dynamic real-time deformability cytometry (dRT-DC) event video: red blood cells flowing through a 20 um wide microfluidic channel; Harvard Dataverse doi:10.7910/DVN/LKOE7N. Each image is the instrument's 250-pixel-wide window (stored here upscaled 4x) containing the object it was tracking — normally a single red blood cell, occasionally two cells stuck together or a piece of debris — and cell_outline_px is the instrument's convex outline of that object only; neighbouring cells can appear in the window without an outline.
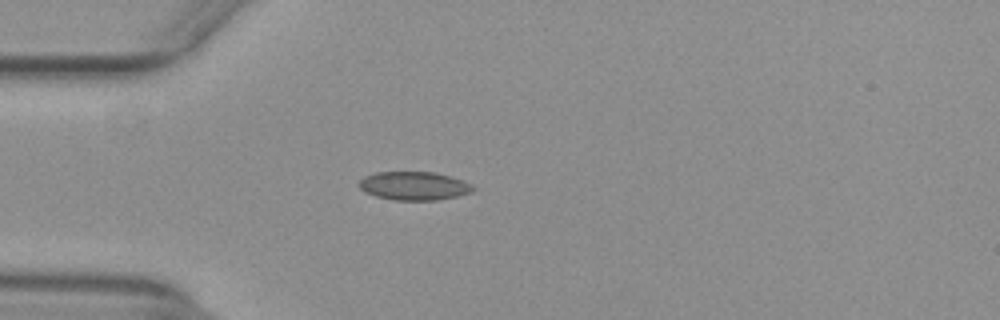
{"species": "common noctule bat (a hibernating species)", "species_latin": "Nyctalus noctula", "temperature_condition": "warm", "stored_images_in_passage": 45, "camera_frame_rate_fps": 3000, "um_per_image_px": 0.085, "animal": {"sex": "female", "body_mass_g": 29.2, "forearm_length_mm": 56.3}, "frame": {"image": 1, "passage_image": 14, "time_ms": 4.333, "image_size_px": [1000, 320], "cell_outline_px": [[476, 188], [472, 192], [456, 196], [436, 200], [396, 200], [376, 196], [364, 192], [356, 184], [364, 176], [376, 172], [436, 172], [452, 176], [464, 180], [472, 184]], "centroid_in_image_um": [35.2, 15.79], "position_along_channel_um": 49.8, "area_um2": 19.13}}
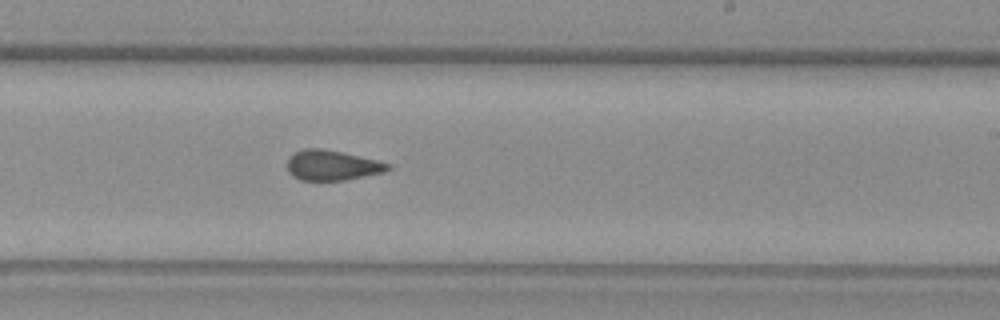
{"frame": {"image": 2, "passage_image": 31, "time_ms": 10.0, "image_size_px": [1000, 320], "cell_outline_px": [[392, 168], [384, 172], [344, 180], [300, 180], [292, 176], [288, 172], [288, 156], [304, 148], [320, 148], [340, 152], [376, 160], [392, 164]], "centroid_in_image_um": [28.22, 14.05], "position_along_channel_um": 260.8, "area_um2": 17.57}}
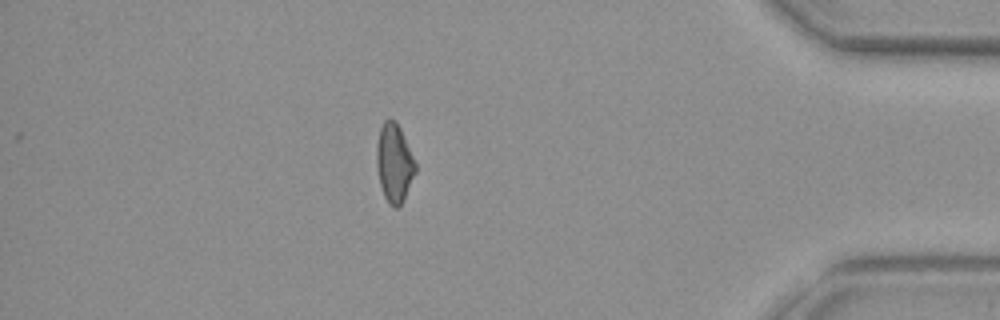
{"frame": {"image": 3, "passage_image": 45, "time_ms": 14.667, "image_size_px": [1000, 320], "cell_outline_px": [[416, 172], [404, 200], [396, 208], [392, 208], [388, 204], [384, 196], [380, 184], [376, 168], [376, 144], [380, 128], [384, 120], [396, 120], [400, 128], [416, 164]], "centroid_in_image_um": [33.49, 13.88], "position_along_channel_um": 401.7, "area_um2": 17.86}, "authors_computed_cell_mechanics": {"area_um2": 18.3804, "velocity_mm_per_s": 3.9384, "shape_relaxation_time_tau1_ms": null, "shape_relaxation_time_tau2_ms": 1.8382, "deformation_change_tau1": null, "deformation_change_tau2": 0.0738}}